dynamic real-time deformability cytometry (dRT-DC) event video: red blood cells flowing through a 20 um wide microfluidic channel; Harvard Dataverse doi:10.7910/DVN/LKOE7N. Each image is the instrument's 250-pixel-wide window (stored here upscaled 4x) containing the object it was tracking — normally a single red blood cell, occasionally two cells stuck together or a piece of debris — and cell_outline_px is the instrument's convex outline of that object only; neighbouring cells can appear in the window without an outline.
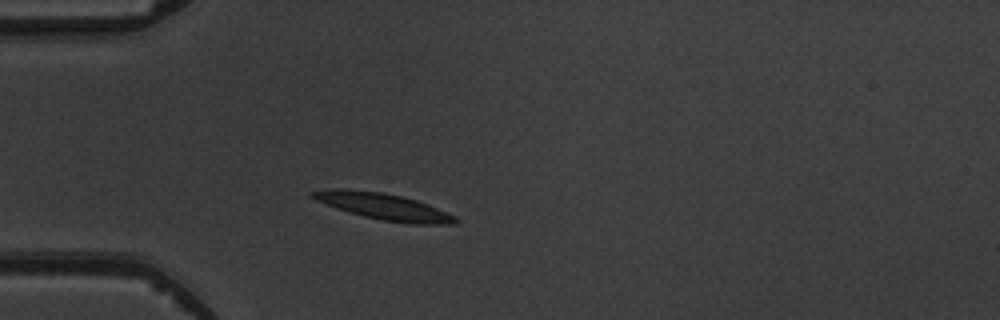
{"species": "common noctule bat (a hibernating species)", "species_latin": "Nyctalus noctula", "temperature_condition": "warm", "stored_images_in_passage": 2, "camera_frame_rate_fps": 3000, "um_per_image_px": 0.085, "animal": {"sex": "male", "body_mass_g": 19.5, "forearm_length_mm": 54.6}, "frame": {"image": 1, "passage_image": 1, "time_ms": 0.0, "image_size_px": [1000, 320], "cell_outline_px": [[460, 220], [456, 224], [408, 224], [384, 220], [364, 216], [348, 212], [336, 208], [316, 200], [308, 196], [308, 192], [340, 188], [344, 188], [384, 192], [416, 200], [428, 204], [456, 216]], "centroid_in_image_um": [32.62, 17.55], "position_along_channel_um": 52.4, "area_um2": 22.08}}